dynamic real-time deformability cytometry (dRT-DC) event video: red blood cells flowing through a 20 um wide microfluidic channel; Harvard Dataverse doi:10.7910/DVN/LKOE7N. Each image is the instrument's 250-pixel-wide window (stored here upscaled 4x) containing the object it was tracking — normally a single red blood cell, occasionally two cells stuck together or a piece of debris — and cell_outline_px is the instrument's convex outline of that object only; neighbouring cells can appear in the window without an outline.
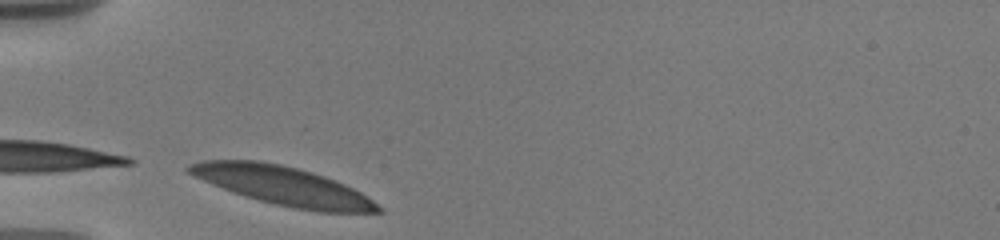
{"species": "human", "species_latin": "Homo sapiens", "temperature_condition": "warm", "stored_images_in_passage": 2, "camera_frame_rate_fps": 3000, "um_per_image_px": 0.085, "donor": {"sex": "male"}, "frame": {"image": 1, "passage_image": 1, "time_ms": 0.0, "image_size_px": [1000, 240], "cell_outline_px": [[384, 212], [320, 212], [292, 208], [244, 196], [212, 184], [188, 172], [184, 168], [188, 164], [204, 160], [256, 160], [280, 164], [312, 172], [324, 176], [344, 184], [360, 192], [384, 208]], "centroid_in_image_um": [24.07, 15.79], "position_along_channel_um": 60.9, "area_um2": 42.19}}